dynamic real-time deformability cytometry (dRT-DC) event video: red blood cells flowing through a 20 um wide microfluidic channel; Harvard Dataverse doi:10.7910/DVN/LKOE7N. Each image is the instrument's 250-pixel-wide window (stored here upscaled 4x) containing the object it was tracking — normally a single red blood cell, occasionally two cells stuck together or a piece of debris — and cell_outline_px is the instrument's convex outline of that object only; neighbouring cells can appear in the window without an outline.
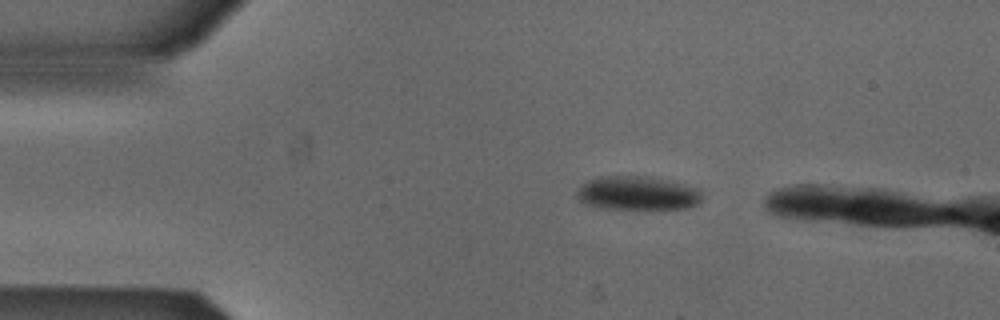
{"species": "Egyptian fruit bat (a non-hibernating species)", "species_latin": "Rousettus aegyptiacus", "temperature_condition": "cold", "stored_images_in_passage": 3, "camera_frame_rate_fps": 3000, "um_per_image_px": 0.085, "animal": {"sex": "male"}, "frame": {"image": 1, "passage_image": 1, "time_ms": 0.0, "image_size_px": [1000, 320], "cell_outline_px": [[704, 192], [700, 200], [696, 204], [688, 208], [600, 208], [584, 204], [576, 196], [576, 192], [580, 184], [588, 180], [600, 176], [648, 176], [684, 184], [700, 188]], "centroid_in_image_um": [54.17, 16.4], "position_along_channel_um": 30.8, "area_um2": 24.8}}